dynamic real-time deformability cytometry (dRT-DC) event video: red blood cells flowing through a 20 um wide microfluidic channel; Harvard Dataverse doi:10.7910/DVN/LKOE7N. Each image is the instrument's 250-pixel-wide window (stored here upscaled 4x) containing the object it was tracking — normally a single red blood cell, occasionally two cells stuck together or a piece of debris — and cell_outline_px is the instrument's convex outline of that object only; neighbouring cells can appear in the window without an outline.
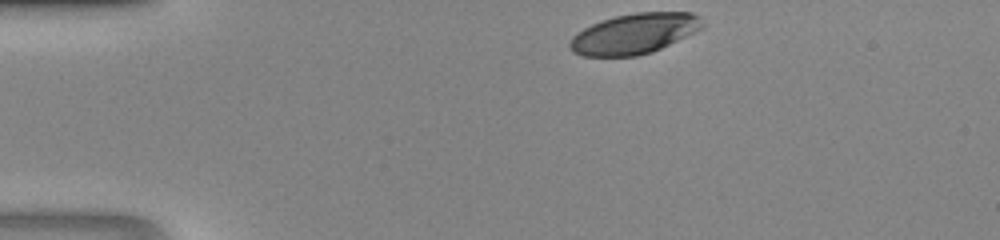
{"species": "human", "species_latin": "Homo sapiens", "temperature_condition": "room temperature", "stored_images_in_passage": 30, "camera_frame_rate_fps": 3000, "um_per_image_px": 0.085, "donor": {"sex": "male"}, "frame": {"image": 1, "passage_image": 1, "time_ms": 0.0, "image_size_px": [1000, 240], "cell_outline_px": [[704, 28], [696, 32], [652, 52], [636, 56], [580, 56], [572, 52], [568, 48], [568, 44], [572, 36], [576, 32], [592, 24], [616, 16], [636, 12], [692, 12], [700, 16], [704, 24]], "centroid_in_image_um": [53.91, 2.86], "position_along_channel_um": 31.1, "area_um2": 31.44}}
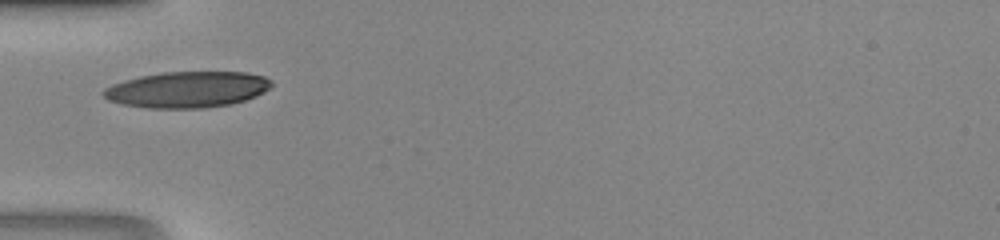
{"frame": {"image": 2, "passage_image": 8, "time_ms": 2.333, "image_size_px": [1000, 240], "cell_outline_px": [[272, 88], [256, 96], [232, 104], [204, 108], [148, 108], [124, 104], [108, 100], [100, 92], [104, 88], [112, 84], [124, 80], [140, 76], [164, 72], [244, 72], [264, 76], [272, 80]], "centroid_in_image_um": [15.93, 7.61], "position_along_channel_um": 69.1, "area_um2": 35.49}}
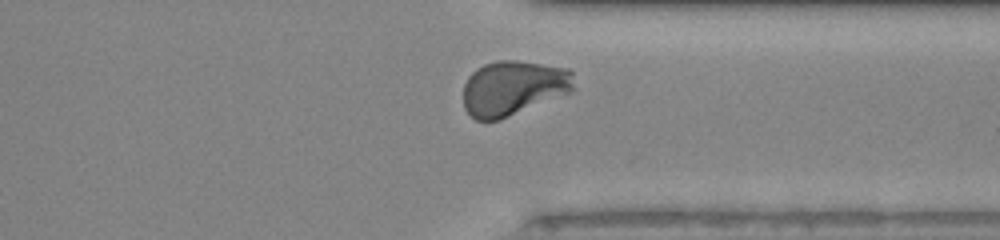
{"frame": {"image": 3, "passage_image": 28, "time_ms": 9.0, "image_size_px": [1000, 240], "cell_outline_px": [[576, 88], [572, 92], [500, 120], [476, 120], [464, 108], [464, 84], [468, 76], [476, 68], [484, 64], [496, 60], [516, 60], [568, 68], [572, 72]], "centroid_in_image_um": [43.65, 7.47], "position_along_channel_um": 367.8, "area_um2": 35.72}}